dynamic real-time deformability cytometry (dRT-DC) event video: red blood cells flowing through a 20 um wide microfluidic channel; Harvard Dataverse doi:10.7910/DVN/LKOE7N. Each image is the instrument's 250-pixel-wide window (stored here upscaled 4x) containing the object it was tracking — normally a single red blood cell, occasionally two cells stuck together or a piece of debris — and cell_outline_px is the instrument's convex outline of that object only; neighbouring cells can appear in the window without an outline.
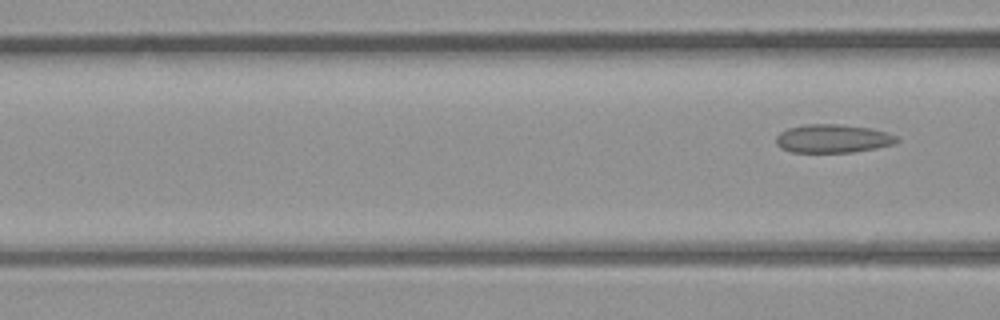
{"species": "common noctule bat (a hibernating species)", "species_latin": "Nyctalus noctula", "temperature_condition": "room temperature", "stored_images_in_passage": 6, "camera_frame_rate_fps": 3000, "um_per_image_px": 0.085, "animal": {"sex": "male", "body_mass_g": 23.1, "forearm_length_mm": 52.7}, "frame": {"image": 1, "passage_image": 6, "time_ms": 6.667, "image_size_px": [1000, 320], "cell_outline_px": [[900, 140], [892, 144], [876, 148], [852, 152], [792, 152], [780, 148], [776, 144], [776, 136], [780, 132], [788, 128], [808, 124], [840, 124], [872, 128], [896, 136]], "centroid_in_image_um": [70.76, 11.78], "position_along_channel_um": 95.8, "area_um2": 19.94}}